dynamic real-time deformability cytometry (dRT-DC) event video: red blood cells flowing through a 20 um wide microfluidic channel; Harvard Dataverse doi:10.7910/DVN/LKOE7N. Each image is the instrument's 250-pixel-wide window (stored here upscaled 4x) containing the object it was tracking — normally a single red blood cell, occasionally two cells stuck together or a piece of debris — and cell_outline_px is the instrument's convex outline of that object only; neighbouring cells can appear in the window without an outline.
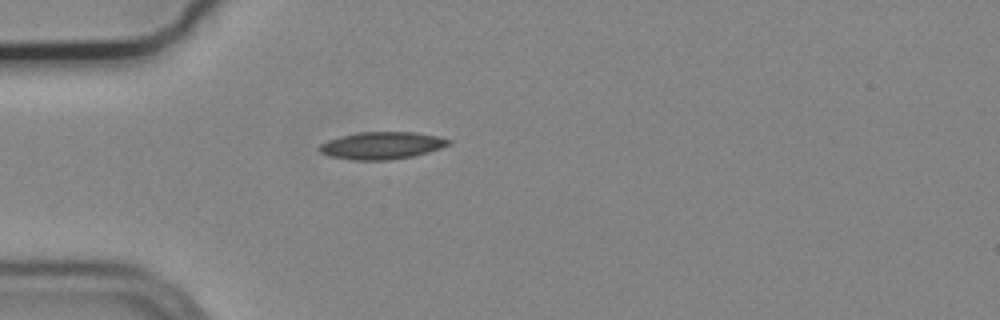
{"species": "common noctule bat (a hibernating species)", "species_latin": "Nyctalus noctula", "temperature_condition": "cold", "stored_images_in_passage": 1, "camera_frame_rate_fps": 3000, "um_per_image_px": 0.085, "animal": {"sex": "male", "body_mass_g": 19.2, "forearm_length_mm": 51.8}, "frame": {"image": 1, "passage_image": 1, "time_ms": 0.0, "image_size_px": [1000, 320], "cell_outline_px": [[452, 144], [428, 152], [412, 156], [388, 160], [352, 160], [332, 156], [320, 152], [316, 148], [320, 144], [328, 140], [340, 136], [360, 132], [416, 132], [436, 136], [452, 140]], "centroid_in_image_um": [32.45, 12.36], "position_along_channel_um": 52.5, "area_um2": 20.52}}